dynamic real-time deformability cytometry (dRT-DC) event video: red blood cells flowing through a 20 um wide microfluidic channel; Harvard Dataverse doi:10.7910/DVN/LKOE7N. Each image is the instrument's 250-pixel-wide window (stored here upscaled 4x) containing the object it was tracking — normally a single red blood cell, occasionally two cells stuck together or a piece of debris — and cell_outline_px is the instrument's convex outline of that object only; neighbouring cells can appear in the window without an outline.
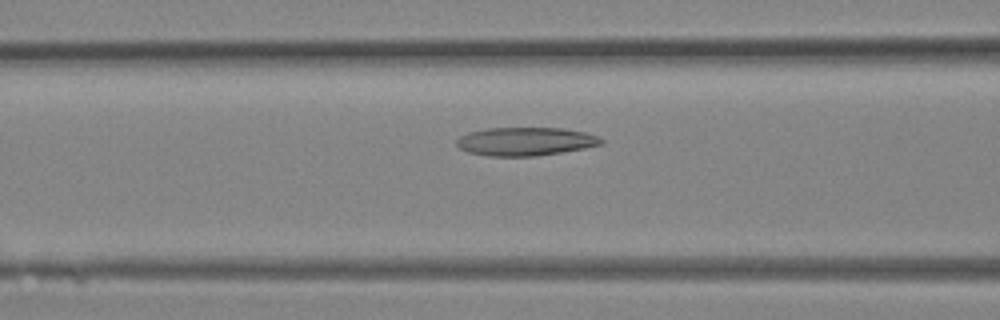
{"species": "Egyptian fruit bat (a non-hibernating species)", "species_latin": "Rousettus aegyptiacus", "temperature_condition": "room temperature", "stored_images_in_passage": 32, "camera_frame_rate_fps": 3000, "um_per_image_px": 0.085, "animal": {"sex": "female"}, "frame": {"image": 1, "passage_image": 13, "time_ms": 4.0, "image_size_px": [1000, 320], "cell_outline_px": [[604, 144], [584, 148], [536, 156], [488, 156], [468, 152], [460, 148], [456, 144], [456, 140], [460, 136], [468, 132], [488, 128], [564, 128], [584, 132], [596, 136], [604, 140]], "centroid_in_image_um": [44.65, 12.02], "position_along_channel_um": 121.9, "area_um2": 23.87}}
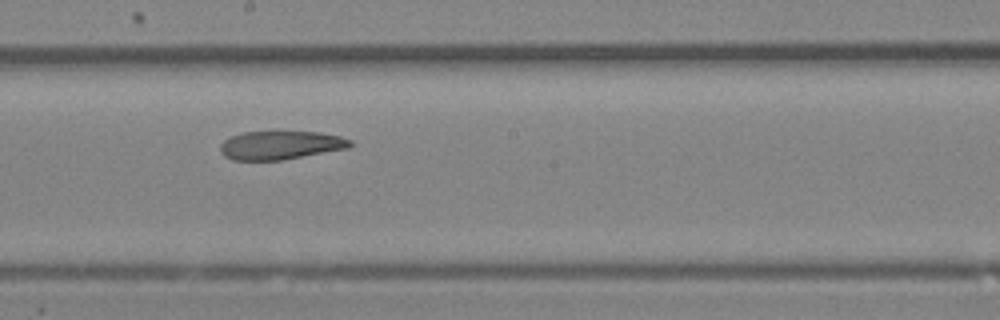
{"frame": {"image": 2, "passage_image": 18, "time_ms": 5.667, "image_size_px": [1000, 320], "cell_outline_px": [[352, 144], [348, 148], [280, 160], [232, 160], [224, 156], [220, 152], [220, 144], [224, 140], [232, 136], [244, 132], [320, 132], [340, 136], [352, 140]], "centroid_in_image_um": [23.83, 12.34], "position_along_channel_um": 224.4, "area_um2": 21.44}}
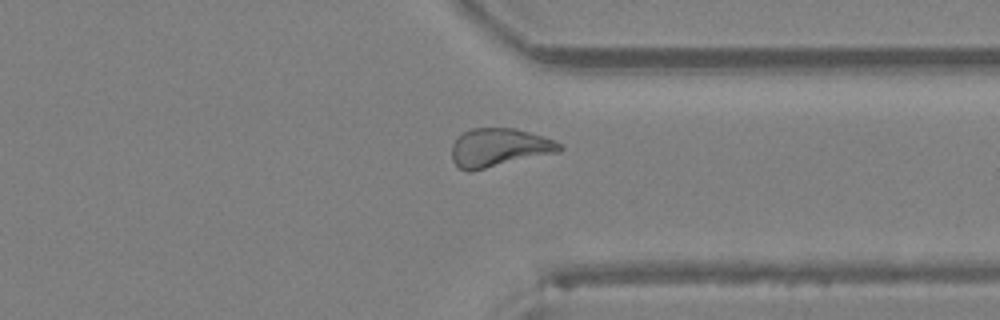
{"frame": {"image": 3, "passage_image": 25, "time_ms": 8.0, "image_size_px": [1000, 320], "cell_outline_px": [[564, 148], [560, 152], [472, 172], [468, 172], [460, 168], [452, 160], [452, 144], [464, 132], [472, 128], [516, 128], [564, 144]], "centroid_in_image_um": [42.44, 12.57], "position_along_channel_um": 369.0, "area_um2": 24.28}}